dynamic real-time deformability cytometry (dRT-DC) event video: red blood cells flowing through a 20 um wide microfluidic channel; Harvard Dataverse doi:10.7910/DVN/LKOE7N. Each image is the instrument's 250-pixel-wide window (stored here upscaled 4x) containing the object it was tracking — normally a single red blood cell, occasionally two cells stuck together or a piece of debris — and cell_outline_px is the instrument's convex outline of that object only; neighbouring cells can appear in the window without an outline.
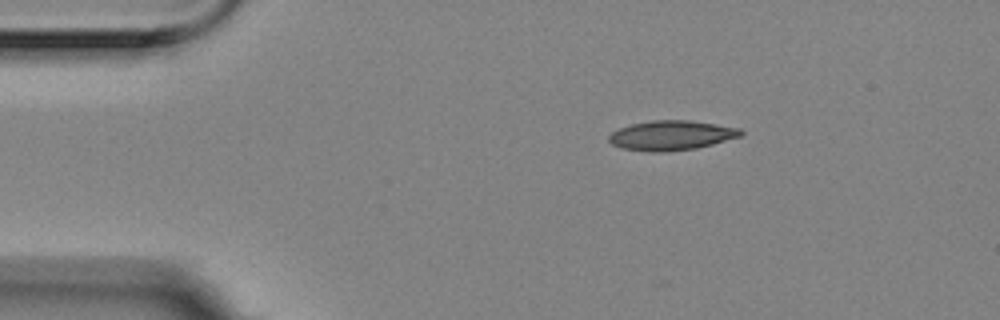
{"species": "Egyptian fruit bat (a non-hibernating species)", "species_latin": "Rousettus aegyptiacus", "temperature_condition": "room temperature", "stored_images_in_passage": 4, "camera_frame_rate_fps": 3000, "um_per_image_px": 0.085, "animal": {"sex": "female"}, "frame": {"image": 1, "passage_image": 4, "time_ms": 1.0, "image_size_px": [1000, 320], "cell_outline_px": [[744, 132], [740, 136], [712, 144], [696, 148], [664, 152], [652, 152], [620, 148], [612, 144], [608, 140], [608, 136], [612, 132], [620, 128], [632, 124], [652, 120], [688, 120], [716, 124], [740, 128]], "centroid_in_image_um": [57.04, 11.51], "position_along_channel_um": 28.0, "area_um2": 22.72}}